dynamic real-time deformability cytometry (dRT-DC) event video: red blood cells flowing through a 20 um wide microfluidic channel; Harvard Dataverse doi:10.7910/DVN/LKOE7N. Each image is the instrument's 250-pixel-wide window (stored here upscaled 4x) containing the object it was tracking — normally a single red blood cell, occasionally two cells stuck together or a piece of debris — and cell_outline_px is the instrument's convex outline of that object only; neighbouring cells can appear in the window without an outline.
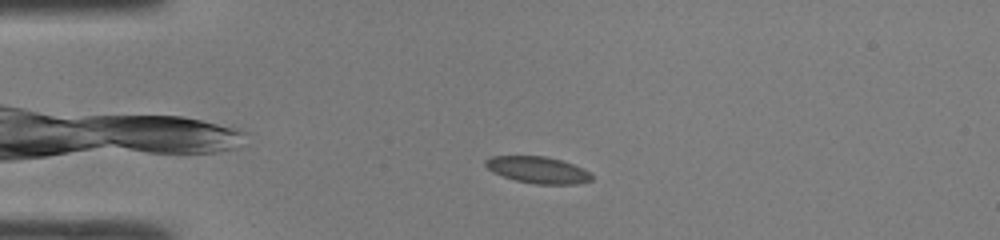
{"species": "common noctule bat (a hibernating species)", "species_latin": "Nyctalus noctula", "temperature_condition": "room temperature", "stored_images_in_passage": 44, "camera_frame_rate_fps": 3000, "um_per_image_px": 0.085, "animal": {"sex": "male", "body_mass_g": 19.0, "forearm_length_mm": 50.8}, "frame": {"image": 1, "passage_image": 7, "time_ms": 2.0, "image_size_px": [1000, 240], "cell_outline_px": [[592, 180], [576, 184], [536, 184], [516, 180], [492, 172], [484, 164], [484, 160], [492, 156], [544, 156], [560, 160], [584, 168], [592, 176]], "centroid_in_image_um": [45.71, 14.44], "position_along_channel_um": 39.3, "area_um2": 16.36}}
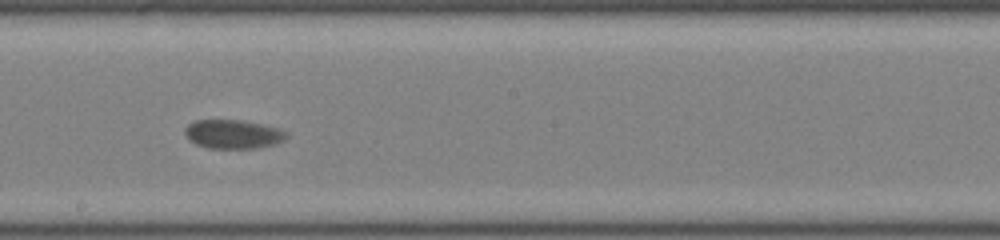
{"frame": {"image": 2, "passage_image": 23, "time_ms": 7.333, "image_size_px": [1000, 240], "cell_outline_px": [[288, 136], [284, 140], [276, 144], [260, 148], [208, 148], [196, 144], [188, 140], [184, 132], [184, 128], [188, 124], [196, 120], [240, 120], [280, 128], [288, 132]], "centroid_in_image_um": [19.82, 11.41], "position_along_channel_um": 228.4, "area_um2": 17.28}}
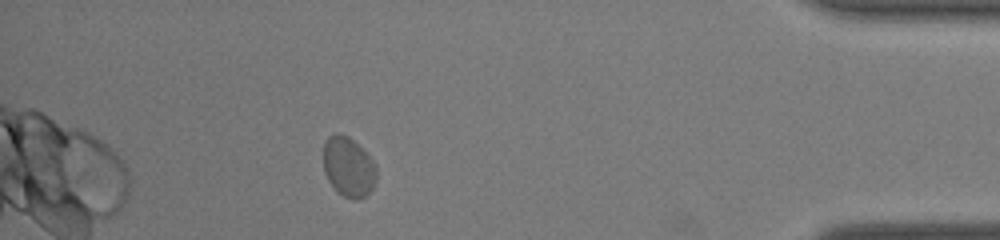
{"frame": {"image": 3, "passage_image": 39, "time_ms": 12.667, "image_size_px": [1000, 240], "cell_outline_px": [[376, 180], [372, 188], [364, 196], [356, 200], [352, 200], [336, 192], [328, 180], [324, 172], [324, 140], [328, 136], [336, 132], [340, 132], [348, 136], [372, 160], [376, 168]], "centroid_in_image_um": [29.58, 14.19], "position_along_channel_um": 405.6, "area_um2": 18.44}, "authors_computed_cell_mechanics": {"area_um2": 17.1955, "velocity_mm_per_s": 4.1674, "shape_relaxation_time_tau1_ms": 2.3358, "shape_relaxation_time_tau2_ms": 0.8948, "deformation_change_tau1": 0.0624, "deformation_change_tau2": 0.0313}}